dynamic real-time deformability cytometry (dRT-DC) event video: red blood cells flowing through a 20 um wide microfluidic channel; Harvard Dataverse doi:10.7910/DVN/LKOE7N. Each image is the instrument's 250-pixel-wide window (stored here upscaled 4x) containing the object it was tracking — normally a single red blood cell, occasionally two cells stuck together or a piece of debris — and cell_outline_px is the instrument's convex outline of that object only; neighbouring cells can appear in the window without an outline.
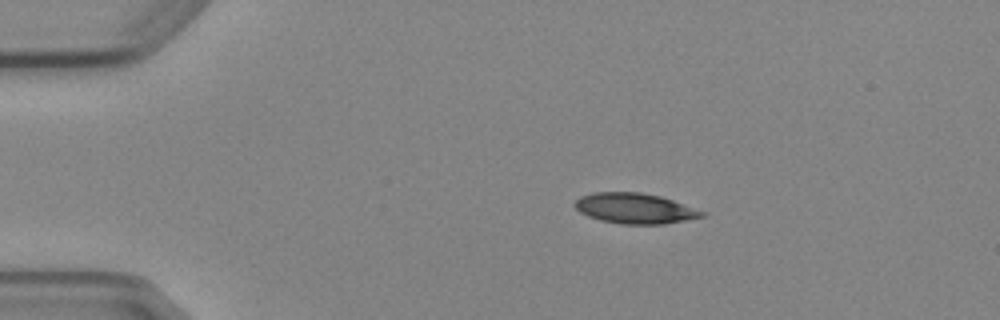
{"species": "Egyptian fruit bat (a non-hibernating species)", "species_latin": "Rousettus aegyptiacus", "temperature_condition": "cold", "stored_images_in_passage": 6, "camera_frame_rate_fps": 3000, "um_per_image_px": 0.085, "animal": {"sex": "female"}, "frame": {"image": 1, "passage_image": 2, "time_ms": 1.0, "image_size_px": [1000, 320], "cell_outline_px": [[708, 216], [664, 224], [620, 224], [600, 220], [588, 216], [580, 212], [572, 204], [580, 196], [592, 192], [640, 192], [660, 196], [708, 212]], "centroid_in_image_um": [53.98, 17.71], "position_along_channel_um": 31.0, "area_um2": 22.77}}
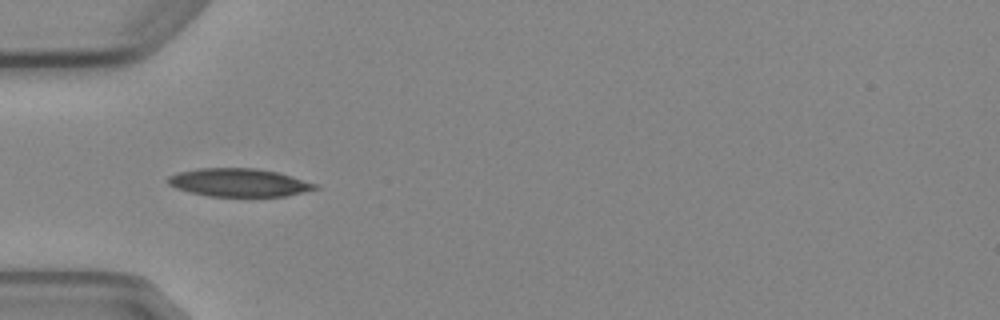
{"frame": {"image": 2, "passage_image": 4, "time_ms": 3.333, "image_size_px": [1000, 320], "cell_outline_px": [[320, 188], [284, 196], [208, 196], [176, 188], [168, 184], [164, 180], [168, 176], [176, 172], [196, 168], [256, 168], [276, 172], [292, 176], [316, 184]], "centroid_in_image_um": [20.25, 15.5], "position_along_channel_um": 64.8, "area_um2": 24.1}}
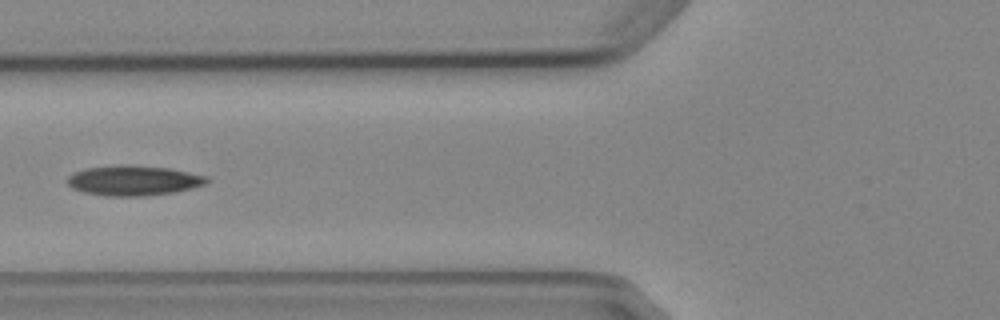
{"frame": {"image": 3, "passage_image": 5, "time_ms": 4.667, "image_size_px": [1000, 320], "cell_outline_px": [[212, 180], [204, 184], [192, 188], [176, 192], [144, 196], [104, 196], [84, 192], [72, 188], [68, 184], [68, 176], [84, 168], [124, 164], [132, 164], [168, 168], [208, 176]], "centroid_in_image_um": [11.38, 15.34], "position_along_channel_um": 114.4, "area_um2": 24.62}}